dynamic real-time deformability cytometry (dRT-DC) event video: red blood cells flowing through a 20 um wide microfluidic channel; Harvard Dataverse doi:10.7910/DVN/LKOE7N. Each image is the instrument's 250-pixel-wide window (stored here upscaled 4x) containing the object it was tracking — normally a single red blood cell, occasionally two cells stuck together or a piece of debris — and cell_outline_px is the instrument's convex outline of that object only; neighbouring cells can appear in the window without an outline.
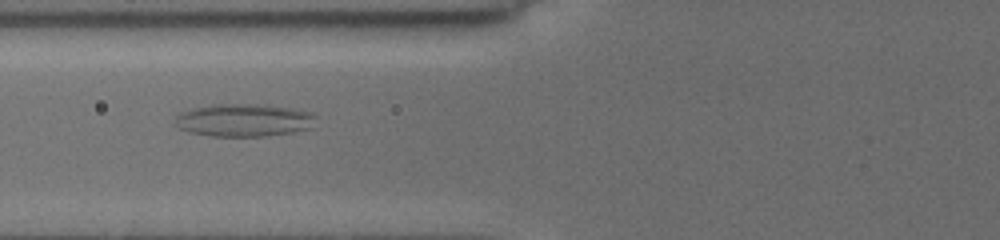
{"species": "common noctule bat (a hibernating species)", "species_latin": "Nyctalus noctula", "temperature_condition": "cold", "stored_images_in_passage": 8, "camera_frame_rate_fps": 3000, "um_per_image_px": 0.085, "animal": {"sex": "female", "body_mass_g": 19.5, "forearm_length_mm": 54.1}, "frame": {"image": 1, "passage_image": 5, "time_ms": 3.333, "image_size_px": [1000, 240], "cell_outline_px": [[316, 116], [308, 128], [292, 132], [268, 136], [212, 136], [192, 132], [180, 128], [176, 120], [176, 116], [184, 112], [196, 108], [212, 104], [268, 104], [292, 108], [312, 112]], "centroid_in_image_um": [20.78, 10.2], "position_along_channel_um": 105.0, "area_um2": 26.53}}
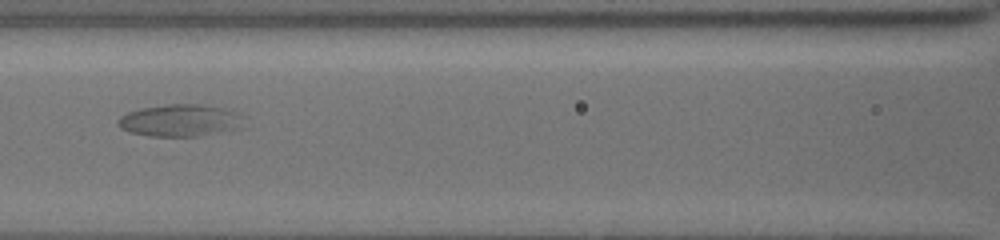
{"frame": {"image": 2, "passage_image": 6, "time_ms": 4.667, "image_size_px": [1000, 240], "cell_outline_px": [[236, 112], [220, 128], [196, 136], [152, 136], [132, 132], [124, 128], [120, 124], [120, 116], [128, 112], [140, 108], [164, 104], [204, 104], [224, 108]], "centroid_in_image_um": [14.94, 10.18], "position_along_channel_um": 151.7, "area_um2": 21.1}}
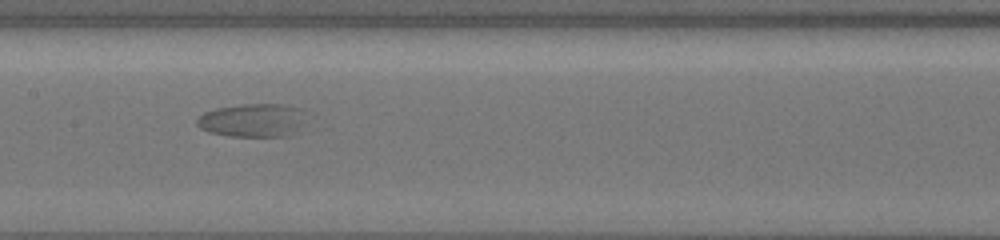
{"frame": {"image": 3, "passage_image": 7, "time_ms": 5.667, "image_size_px": [1000, 240], "cell_outline_px": [[304, 112], [292, 136], [232, 136], [208, 132], [200, 128], [196, 124], [196, 120], [204, 112], [216, 108], [240, 104], [280, 104], [304, 108]], "centroid_in_image_um": [21.41, 10.21], "position_along_channel_um": 186.0, "area_um2": 21.04}}